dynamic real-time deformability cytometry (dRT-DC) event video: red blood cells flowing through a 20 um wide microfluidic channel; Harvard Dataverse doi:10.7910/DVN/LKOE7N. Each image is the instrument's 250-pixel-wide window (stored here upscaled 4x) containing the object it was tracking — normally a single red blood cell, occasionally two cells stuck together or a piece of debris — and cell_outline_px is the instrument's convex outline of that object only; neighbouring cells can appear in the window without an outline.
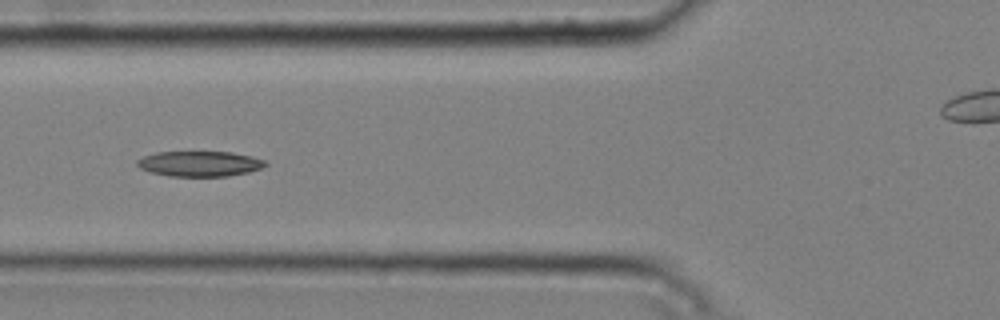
{"species": "common noctule bat (a hibernating species)", "species_latin": "Nyctalus noctula", "temperature_condition": "cold", "stored_images_in_passage": 9, "camera_frame_rate_fps": 3000, "um_per_image_px": 0.085, "animal": {"sex": "male", "body_mass_g": 20.4}, "frame": {"image": 1, "passage_image": 6, "time_ms": 1.667, "image_size_px": [1000, 320], "cell_outline_px": [[268, 164], [260, 168], [248, 172], [228, 176], [168, 176], [152, 172], [140, 168], [136, 164], [136, 160], [144, 156], [156, 152], [232, 152], [252, 156], [264, 160]], "centroid_in_image_um": [16.96, 13.91], "position_along_channel_um": 108.8, "area_um2": 18.84}}
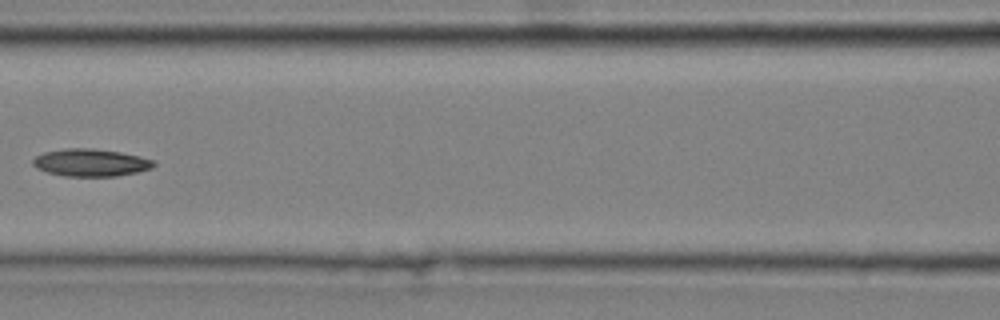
{"frame": {"image": 2, "passage_image": 7, "time_ms": 2.0, "image_size_px": [1000, 320], "cell_outline_px": [[156, 164], [152, 168], [136, 172], [116, 176], [64, 176], [48, 172], [36, 168], [32, 164], [32, 160], [36, 156], [44, 152], [64, 148], [92, 148], [120, 152], [140, 156], [156, 160]], "centroid_in_image_um": [7.72, 13.81], "position_along_channel_um": 158.9, "area_um2": 19.42}}
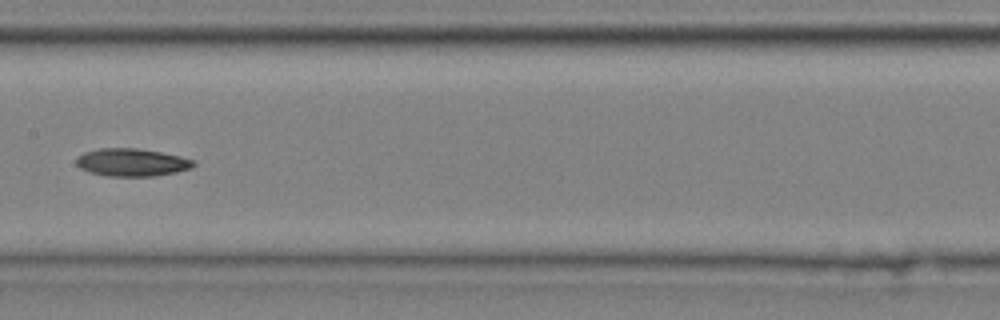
{"frame": {"image": 3, "passage_image": 8, "time_ms": 2.333, "image_size_px": [1000, 320], "cell_outline_px": [[196, 164], [192, 168], [176, 172], [156, 176], [108, 176], [88, 172], [80, 168], [76, 164], [76, 160], [84, 152], [100, 148], [136, 148], [160, 152], [180, 156], [196, 160]], "centroid_in_image_um": [11.23, 13.8], "position_along_channel_um": 196.2, "area_um2": 19.02}}